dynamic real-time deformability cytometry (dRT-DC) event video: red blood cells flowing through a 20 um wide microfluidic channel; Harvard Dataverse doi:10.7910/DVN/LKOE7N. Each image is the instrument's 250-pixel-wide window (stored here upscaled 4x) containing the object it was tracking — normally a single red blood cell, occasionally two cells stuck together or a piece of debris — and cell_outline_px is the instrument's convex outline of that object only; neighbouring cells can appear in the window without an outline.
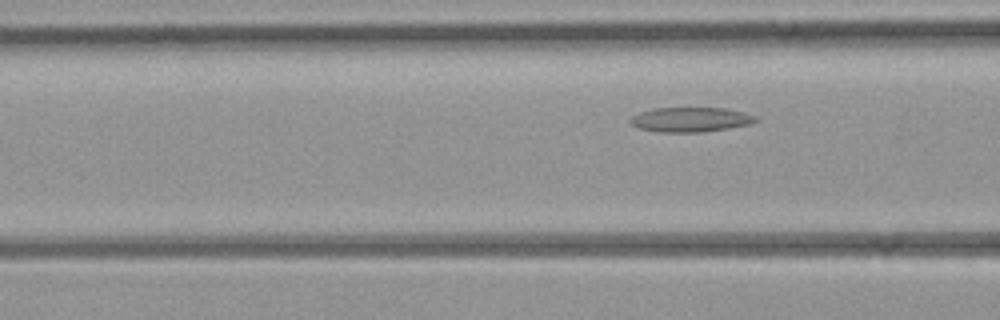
{"species": "common noctule bat (a hibernating species)", "species_latin": "Nyctalus noctula", "temperature_condition": "room temperature", "stored_images_in_passage": 4, "segment_of_instrument_passage": [2, 2], "camera_frame_rate_fps": 3000, "um_per_image_px": 0.085, "animal": {"sex": "female", "body_mass_g": 21.9}, "frame": {"image": 1, "passage_image": 4, "time_ms": 3.667, "image_size_px": [1000, 320], "cell_outline_px": [[760, 120], [748, 124], [728, 128], [696, 132], [660, 132], [640, 128], [632, 124], [628, 120], [632, 116], [640, 112], [652, 108], [724, 108], [744, 112], [756, 116]], "centroid_in_image_um": [58.69, 10.15], "position_along_channel_um": 107.9, "area_um2": 17.86}}